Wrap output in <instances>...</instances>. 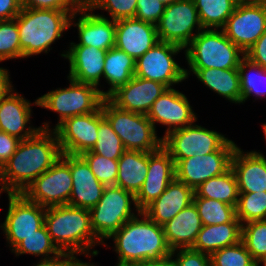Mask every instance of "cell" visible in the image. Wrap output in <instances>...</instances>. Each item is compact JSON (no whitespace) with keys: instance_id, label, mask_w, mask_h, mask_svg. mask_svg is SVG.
<instances>
[{"instance_id":"cell-39","label":"cell","mask_w":266,"mask_h":266,"mask_svg":"<svg viewBox=\"0 0 266 266\" xmlns=\"http://www.w3.org/2000/svg\"><path fill=\"white\" fill-rule=\"evenodd\" d=\"M236 217L241 224L254 220H266V192L239 193Z\"/></svg>"},{"instance_id":"cell-20","label":"cell","mask_w":266,"mask_h":266,"mask_svg":"<svg viewBox=\"0 0 266 266\" xmlns=\"http://www.w3.org/2000/svg\"><path fill=\"white\" fill-rule=\"evenodd\" d=\"M167 90L159 82L134 77L119 87L108 99L118 108L147 115L153 103Z\"/></svg>"},{"instance_id":"cell-30","label":"cell","mask_w":266,"mask_h":266,"mask_svg":"<svg viewBox=\"0 0 266 266\" xmlns=\"http://www.w3.org/2000/svg\"><path fill=\"white\" fill-rule=\"evenodd\" d=\"M148 172V152L126 150L118 159L115 186L132 193L140 191Z\"/></svg>"},{"instance_id":"cell-7","label":"cell","mask_w":266,"mask_h":266,"mask_svg":"<svg viewBox=\"0 0 266 266\" xmlns=\"http://www.w3.org/2000/svg\"><path fill=\"white\" fill-rule=\"evenodd\" d=\"M68 80L69 87L52 90L33 102L36 106L59 113V121L55 128L67 118L95 112L104 100L105 91L97 86L70 78Z\"/></svg>"},{"instance_id":"cell-26","label":"cell","mask_w":266,"mask_h":266,"mask_svg":"<svg viewBox=\"0 0 266 266\" xmlns=\"http://www.w3.org/2000/svg\"><path fill=\"white\" fill-rule=\"evenodd\" d=\"M194 189L174 178L166 190L143 212L158 225L163 226L193 202Z\"/></svg>"},{"instance_id":"cell-49","label":"cell","mask_w":266,"mask_h":266,"mask_svg":"<svg viewBox=\"0 0 266 266\" xmlns=\"http://www.w3.org/2000/svg\"><path fill=\"white\" fill-rule=\"evenodd\" d=\"M33 266H87L86 262H82L74 254L62 252L57 257L41 260Z\"/></svg>"},{"instance_id":"cell-10","label":"cell","mask_w":266,"mask_h":266,"mask_svg":"<svg viewBox=\"0 0 266 266\" xmlns=\"http://www.w3.org/2000/svg\"><path fill=\"white\" fill-rule=\"evenodd\" d=\"M229 139L214 130L196 124L171 131L163 136L162 147L176 164L193 156H204L219 150Z\"/></svg>"},{"instance_id":"cell-48","label":"cell","mask_w":266,"mask_h":266,"mask_svg":"<svg viewBox=\"0 0 266 266\" xmlns=\"http://www.w3.org/2000/svg\"><path fill=\"white\" fill-rule=\"evenodd\" d=\"M20 139L0 131V167L2 168L10 157L15 153Z\"/></svg>"},{"instance_id":"cell-33","label":"cell","mask_w":266,"mask_h":266,"mask_svg":"<svg viewBox=\"0 0 266 266\" xmlns=\"http://www.w3.org/2000/svg\"><path fill=\"white\" fill-rule=\"evenodd\" d=\"M203 29H222L240 0H193Z\"/></svg>"},{"instance_id":"cell-47","label":"cell","mask_w":266,"mask_h":266,"mask_svg":"<svg viewBox=\"0 0 266 266\" xmlns=\"http://www.w3.org/2000/svg\"><path fill=\"white\" fill-rule=\"evenodd\" d=\"M245 57L252 63L266 69V31L245 52Z\"/></svg>"},{"instance_id":"cell-23","label":"cell","mask_w":266,"mask_h":266,"mask_svg":"<svg viewBox=\"0 0 266 266\" xmlns=\"http://www.w3.org/2000/svg\"><path fill=\"white\" fill-rule=\"evenodd\" d=\"M69 60L70 70L67 78L80 83L98 87L103 77L106 51L94 46L70 45L69 50L61 54Z\"/></svg>"},{"instance_id":"cell-41","label":"cell","mask_w":266,"mask_h":266,"mask_svg":"<svg viewBox=\"0 0 266 266\" xmlns=\"http://www.w3.org/2000/svg\"><path fill=\"white\" fill-rule=\"evenodd\" d=\"M15 19L0 21V62L23 58Z\"/></svg>"},{"instance_id":"cell-36","label":"cell","mask_w":266,"mask_h":266,"mask_svg":"<svg viewBox=\"0 0 266 266\" xmlns=\"http://www.w3.org/2000/svg\"><path fill=\"white\" fill-rule=\"evenodd\" d=\"M252 70L253 72H251ZM238 71L241 83V103H244L253 94L258 98L266 95V91L260 88L266 85V69L250 62L245 57L240 62Z\"/></svg>"},{"instance_id":"cell-35","label":"cell","mask_w":266,"mask_h":266,"mask_svg":"<svg viewBox=\"0 0 266 266\" xmlns=\"http://www.w3.org/2000/svg\"><path fill=\"white\" fill-rule=\"evenodd\" d=\"M16 256L23 254L42 256L41 260L57 257L62 252L52 242L50 235L47 232L46 226L36 230V233L25 237L13 250ZM53 255V256H51Z\"/></svg>"},{"instance_id":"cell-55","label":"cell","mask_w":266,"mask_h":266,"mask_svg":"<svg viewBox=\"0 0 266 266\" xmlns=\"http://www.w3.org/2000/svg\"><path fill=\"white\" fill-rule=\"evenodd\" d=\"M262 128H263V132H264V134H265V140H266V123H264V124L262 125Z\"/></svg>"},{"instance_id":"cell-11","label":"cell","mask_w":266,"mask_h":266,"mask_svg":"<svg viewBox=\"0 0 266 266\" xmlns=\"http://www.w3.org/2000/svg\"><path fill=\"white\" fill-rule=\"evenodd\" d=\"M184 48L158 41L136 60L135 76L152 80L171 88L186 79V71L173 58Z\"/></svg>"},{"instance_id":"cell-42","label":"cell","mask_w":266,"mask_h":266,"mask_svg":"<svg viewBox=\"0 0 266 266\" xmlns=\"http://www.w3.org/2000/svg\"><path fill=\"white\" fill-rule=\"evenodd\" d=\"M81 156L88 163L95 177L105 186H115L118 176V160L86 151Z\"/></svg>"},{"instance_id":"cell-28","label":"cell","mask_w":266,"mask_h":266,"mask_svg":"<svg viewBox=\"0 0 266 266\" xmlns=\"http://www.w3.org/2000/svg\"><path fill=\"white\" fill-rule=\"evenodd\" d=\"M190 70V71H189ZM185 69L186 79L190 72L209 89L232 103L241 104V83L238 69Z\"/></svg>"},{"instance_id":"cell-18","label":"cell","mask_w":266,"mask_h":266,"mask_svg":"<svg viewBox=\"0 0 266 266\" xmlns=\"http://www.w3.org/2000/svg\"><path fill=\"white\" fill-rule=\"evenodd\" d=\"M174 178L175 163L170 154L163 147L155 152H148V172L135 196L137 209L143 211L166 190Z\"/></svg>"},{"instance_id":"cell-5","label":"cell","mask_w":266,"mask_h":266,"mask_svg":"<svg viewBox=\"0 0 266 266\" xmlns=\"http://www.w3.org/2000/svg\"><path fill=\"white\" fill-rule=\"evenodd\" d=\"M184 51L190 69H238L245 58L222 29H202Z\"/></svg>"},{"instance_id":"cell-32","label":"cell","mask_w":266,"mask_h":266,"mask_svg":"<svg viewBox=\"0 0 266 266\" xmlns=\"http://www.w3.org/2000/svg\"><path fill=\"white\" fill-rule=\"evenodd\" d=\"M194 197L215 199L237 206L239 191L234 171L230 167L225 173L210 178L194 189Z\"/></svg>"},{"instance_id":"cell-57","label":"cell","mask_w":266,"mask_h":266,"mask_svg":"<svg viewBox=\"0 0 266 266\" xmlns=\"http://www.w3.org/2000/svg\"><path fill=\"white\" fill-rule=\"evenodd\" d=\"M87 266H96V265L91 264V263L89 262V263H87Z\"/></svg>"},{"instance_id":"cell-6","label":"cell","mask_w":266,"mask_h":266,"mask_svg":"<svg viewBox=\"0 0 266 266\" xmlns=\"http://www.w3.org/2000/svg\"><path fill=\"white\" fill-rule=\"evenodd\" d=\"M101 108L125 150L155 152L162 147L163 137L157 136L147 115L120 109L108 98H104Z\"/></svg>"},{"instance_id":"cell-21","label":"cell","mask_w":266,"mask_h":266,"mask_svg":"<svg viewBox=\"0 0 266 266\" xmlns=\"http://www.w3.org/2000/svg\"><path fill=\"white\" fill-rule=\"evenodd\" d=\"M72 191L68 205L91 209L101 199L105 185L93 174L81 155L70 154Z\"/></svg>"},{"instance_id":"cell-31","label":"cell","mask_w":266,"mask_h":266,"mask_svg":"<svg viewBox=\"0 0 266 266\" xmlns=\"http://www.w3.org/2000/svg\"><path fill=\"white\" fill-rule=\"evenodd\" d=\"M136 60L126 52L113 47L106 51L103 77L110 87L104 92L108 98L119 87L124 86L135 74Z\"/></svg>"},{"instance_id":"cell-29","label":"cell","mask_w":266,"mask_h":266,"mask_svg":"<svg viewBox=\"0 0 266 266\" xmlns=\"http://www.w3.org/2000/svg\"><path fill=\"white\" fill-rule=\"evenodd\" d=\"M241 222L203 225L197 234L193 250L211 255L213 252L241 241Z\"/></svg>"},{"instance_id":"cell-40","label":"cell","mask_w":266,"mask_h":266,"mask_svg":"<svg viewBox=\"0 0 266 266\" xmlns=\"http://www.w3.org/2000/svg\"><path fill=\"white\" fill-rule=\"evenodd\" d=\"M210 260L211 266H260L242 241L213 252Z\"/></svg>"},{"instance_id":"cell-15","label":"cell","mask_w":266,"mask_h":266,"mask_svg":"<svg viewBox=\"0 0 266 266\" xmlns=\"http://www.w3.org/2000/svg\"><path fill=\"white\" fill-rule=\"evenodd\" d=\"M237 145L228 140L219 150L204 156H193L175 164V178L193 189L210 178L225 173Z\"/></svg>"},{"instance_id":"cell-12","label":"cell","mask_w":266,"mask_h":266,"mask_svg":"<svg viewBox=\"0 0 266 266\" xmlns=\"http://www.w3.org/2000/svg\"><path fill=\"white\" fill-rule=\"evenodd\" d=\"M202 29L193 0H179L165 6L163 15L156 24L159 41L172 43L184 49Z\"/></svg>"},{"instance_id":"cell-37","label":"cell","mask_w":266,"mask_h":266,"mask_svg":"<svg viewBox=\"0 0 266 266\" xmlns=\"http://www.w3.org/2000/svg\"><path fill=\"white\" fill-rule=\"evenodd\" d=\"M90 151L114 160H118L126 151L121 139L113 131L111 124L104 117L101 106L99 107L98 138Z\"/></svg>"},{"instance_id":"cell-51","label":"cell","mask_w":266,"mask_h":266,"mask_svg":"<svg viewBox=\"0 0 266 266\" xmlns=\"http://www.w3.org/2000/svg\"><path fill=\"white\" fill-rule=\"evenodd\" d=\"M9 73L7 69L0 67V101L14 91Z\"/></svg>"},{"instance_id":"cell-45","label":"cell","mask_w":266,"mask_h":266,"mask_svg":"<svg viewBox=\"0 0 266 266\" xmlns=\"http://www.w3.org/2000/svg\"><path fill=\"white\" fill-rule=\"evenodd\" d=\"M171 255L176 257L173 259L174 266H211L210 255L192 248H178L172 250Z\"/></svg>"},{"instance_id":"cell-50","label":"cell","mask_w":266,"mask_h":266,"mask_svg":"<svg viewBox=\"0 0 266 266\" xmlns=\"http://www.w3.org/2000/svg\"><path fill=\"white\" fill-rule=\"evenodd\" d=\"M21 8L20 0H0V21L14 19Z\"/></svg>"},{"instance_id":"cell-52","label":"cell","mask_w":266,"mask_h":266,"mask_svg":"<svg viewBox=\"0 0 266 266\" xmlns=\"http://www.w3.org/2000/svg\"><path fill=\"white\" fill-rule=\"evenodd\" d=\"M128 266H174V263L172 255H169L160 259H149L141 262L132 263Z\"/></svg>"},{"instance_id":"cell-16","label":"cell","mask_w":266,"mask_h":266,"mask_svg":"<svg viewBox=\"0 0 266 266\" xmlns=\"http://www.w3.org/2000/svg\"><path fill=\"white\" fill-rule=\"evenodd\" d=\"M98 128L99 108L90 114L67 118L53 130L56 132L62 154L81 155L94 147Z\"/></svg>"},{"instance_id":"cell-1","label":"cell","mask_w":266,"mask_h":266,"mask_svg":"<svg viewBox=\"0 0 266 266\" xmlns=\"http://www.w3.org/2000/svg\"><path fill=\"white\" fill-rule=\"evenodd\" d=\"M34 136L21 140L15 153L1 168V179L6 193H23L40 175L60 158L61 149L56 132L43 123Z\"/></svg>"},{"instance_id":"cell-25","label":"cell","mask_w":266,"mask_h":266,"mask_svg":"<svg viewBox=\"0 0 266 266\" xmlns=\"http://www.w3.org/2000/svg\"><path fill=\"white\" fill-rule=\"evenodd\" d=\"M33 104L17 92L10 93L0 101V131L15 136L20 140L34 136L40 129L30 124Z\"/></svg>"},{"instance_id":"cell-4","label":"cell","mask_w":266,"mask_h":266,"mask_svg":"<svg viewBox=\"0 0 266 266\" xmlns=\"http://www.w3.org/2000/svg\"><path fill=\"white\" fill-rule=\"evenodd\" d=\"M71 14L52 9L21 8L17 22L23 58L48 53L51 45L70 28Z\"/></svg>"},{"instance_id":"cell-9","label":"cell","mask_w":266,"mask_h":266,"mask_svg":"<svg viewBox=\"0 0 266 266\" xmlns=\"http://www.w3.org/2000/svg\"><path fill=\"white\" fill-rule=\"evenodd\" d=\"M71 191L70 154H61L53 166L36 178L22 194L47 208L68 204Z\"/></svg>"},{"instance_id":"cell-14","label":"cell","mask_w":266,"mask_h":266,"mask_svg":"<svg viewBox=\"0 0 266 266\" xmlns=\"http://www.w3.org/2000/svg\"><path fill=\"white\" fill-rule=\"evenodd\" d=\"M222 30L245 53L266 31V4L240 0Z\"/></svg>"},{"instance_id":"cell-2","label":"cell","mask_w":266,"mask_h":266,"mask_svg":"<svg viewBox=\"0 0 266 266\" xmlns=\"http://www.w3.org/2000/svg\"><path fill=\"white\" fill-rule=\"evenodd\" d=\"M110 238H113L114 250L118 254L117 266L164 258L172 251L166 242L163 226L153 222L143 211L128 220Z\"/></svg>"},{"instance_id":"cell-13","label":"cell","mask_w":266,"mask_h":266,"mask_svg":"<svg viewBox=\"0 0 266 266\" xmlns=\"http://www.w3.org/2000/svg\"><path fill=\"white\" fill-rule=\"evenodd\" d=\"M8 211L0 225L11 251L44 225L46 207L28 200L22 193H8Z\"/></svg>"},{"instance_id":"cell-17","label":"cell","mask_w":266,"mask_h":266,"mask_svg":"<svg viewBox=\"0 0 266 266\" xmlns=\"http://www.w3.org/2000/svg\"><path fill=\"white\" fill-rule=\"evenodd\" d=\"M147 117L155 129V123L167 126L165 135L176 129L193 124L198 118L185 94L172 87L167 88L153 103Z\"/></svg>"},{"instance_id":"cell-56","label":"cell","mask_w":266,"mask_h":266,"mask_svg":"<svg viewBox=\"0 0 266 266\" xmlns=\"http://www.w3.org/2000/svg\"><path fill=\"white\" fill-rule=\"evenodd\" d=\"M0 195H1V193L4 191L5 193H6V190L4 189V187H3V185H2V183L0 182Z\"/></svg>"},{"instance_id":"cell-54","label":"cell","mask_w":266,"mask_h":266,"mask_svg":"<svg viewBox=\"0 0 266 266\" xmlns=\"http://www.w3.org/2000/svg\"><path fill=\"white\" fill-rule=\"evenodd\" d=\"M247 1L266 4V0H247Z\"/></svg>"},{"instance_id":"cell-53","label":"cell","mask_w":266,"mask_h":266,"mask_svg":"<svg viewBox=\"0 0 266 266\" xmlns=\"http://www.w3.org/2000/svg\"><path fill=\"white\" fill-rule=\"evenodd\" d=\"M176 1H179V0H160V2L163 3L165 6L175 3Z\"/></svg>"},{"instance_id":"cell-3","label":"cell","mask_w":266,"mask_h":266,"mask_svg":"<svg viewBox=\"0 0 266 266\" xmlns=\"http://www.w3.org/2000/svg\"><path fill=\"white\" fill-rule=\"evenodd\" d=\"M44 225L52 242L61 252L96 256L92 247L102 243L91 227L89 209L68 204L46 208Z\"/></svg>"},{"instance_id":"cell-43","label":"cell","mask_w":266,"mask_h":266,"mask_svg":"<svg viewBox=\"0 0 266 266\" xmlns=\"http://www.w3.org/2000/svg\"><path fill=\"white\" fill-rule=\"evenodd\" d=\"M84 5L91 11H108L113 21L134 18L137 10V0H85Z\"/></svg>"},{"instance_id":"cell-58","label":"cell","mask_w":266,"mask_h":266,"mask_svg":"<svg viewBox=\"0 0 266 266\" xmlns=\"http://www.w3.org/2000/svg\"><path fill=\"white\" fill-rule=\"evenodd\" d=\"M262 263L264 264L263 266H266V260H264Z\"/></svg>"},{"instance_id":"cell-46","label":"cell","mask_w":266,"mask_h":266,"mask_svg":"<svg viewBox=\"0 0 266 266\" xmlns=\"http://www.w3.org/2000/svg\"><path fill=\"white\" fill-rule=\"evenodd\" d=\"M165 5L160 0H137L135 19L156 25L163 15Z\"/></svg>"},{"instance_id":"cell-24","label":"cell","mask_w":266,"mask_h":266,"mask_svg":"<svg viewBox=\"0 0 266 266\" xmlns=\"http://www.w3.org/2000/svg\"><path fill=\"white\" fill-rule=\"evenodd\" d=\"M231 168L239 193L266 192V158L263 153L243 152L237 146L232 155Z\"/></svg>"},{"instance_id":"cell-8","label":"cell","mask_w":266,"mask_h":266,"mask_svg":"<svg viewBox=\"0 0 266 266\" xmlns=\"http://www.w3.org/2000/svg\"><path fill=\"white\" fill-rule=\"evenodd\" d=\"M134 204L137 214L135 196L118 186H106L99 202L89 209L91 227L96 238L104 245L105 239L117 232L128 220L134 218Z\"/></svg>"},{"instance_id":"cell-27","label":"cell","mask_w":266,"mask_h":266,"mask_svg":"<svg viewBox=\"0 0 266 266\" xmlns=\"http://www.w3.org/2000/svg\"><path fill=\"white\" fill-rule=\"evenodd\" d=\"M203 226L195 204L181 210L163 225L166 242L171 250L191 248Z\"/></svg>"},{"instance_id":"cell-38","label":"cell","mask_w":266,"mask_h":266,"mask_svg":"<svg viewBox=\"0 0 266 266\" xmlns=\"http://www.w3.org/2000/svg\"><path fill=\"white\" fill-rule=\"evenodd\" d=\"M241 241L252 258L262 264L266 260V220H254L242 224Z\"/></svg>"},{"instance_id":"cell-34","label":"cell","mask_w":266,"mask_h":266,"mask_svg":"<svg viewBox=\"0 0 266 266\" xmlns=\"http://www.w3.org/2000/svg\"><path fill=\"white\" fill-rule=\"evenodd\" d=\"M193 203L197 208L203 225L240 222L236 217V207L232 205L203 197H193Z\"/></svg>"},{"instance_id":"cell-44","label":"cell","mask_w":266,"mask_h":266,"mask_svg":"<svg viewBox=\"0 0 266 266\" xmlns=\"http://www.w3.org/2000/svg\"><path fill=\"white\" fill-rule=\"evenodd\" d=\"M22 8L52 9L73 15L84 5L83 0H20Z\"/></svg>"},{"instance_id":"cell-22","label":"cell","mask_w":266,"mask_h":266,"mask_svg":"<svg viewBox=\"0 0 266 266\" xmlns=\"http://www.w3.org/2000/svg\"><path fill=\"white\" fill-rule=\"evenodd\" d=\"M159 41L156 25L135 18L116 21L115 47L137 60Z\"/></svg>"},{"instance_id":"cell-19","label":"cell","mask_w":266,"mask_h":266,"mask_svg":"<svg viewBox=\"0 0 266 266\" xmlns=\"http://www.w3.org/2000/svg\"><path fill=\"white\" fill-rule=\"evenodd\" d=\"M77 15L80 17L76 23ZM72 25L78 29L79 43L71 42L70 45L94 46L105 51L115 47L116 21L93 13L85 5L71 16L70 27Z\"/></svg>"}]
</instances>
